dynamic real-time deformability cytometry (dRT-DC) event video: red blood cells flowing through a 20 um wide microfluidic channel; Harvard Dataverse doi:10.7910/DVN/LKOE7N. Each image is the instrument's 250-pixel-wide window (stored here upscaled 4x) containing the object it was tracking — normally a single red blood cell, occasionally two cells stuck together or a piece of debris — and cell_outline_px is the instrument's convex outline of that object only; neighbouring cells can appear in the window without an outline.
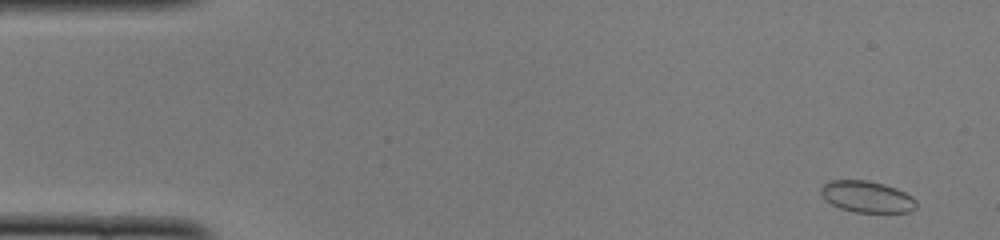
{"species": "common noctule bat (a hibernating species)", "species_latin": "Nyctalus noctula", "temperature_condition": "cold", "stored_images_in_passage": 51, "camera_frame_rate_fps": 3000, "um_per_image_px": 0.085, "animal": {"sex": "female", "body_mass_g": 22.0, "forearm_length_mm": 56.7}, "frame": {"image": 1, "passage_image": 3, "time_ms": 0.667, "image_size_px": [1000, 240], "cell_outline_px": [[916, 208], [908, 212], [856, 212], [840, 208], [824, 200], [820, 196], [820, 188], [828, 180], [864, 180], [884, 184], [896, 188], [912, 196], [916, 200]], "centroid_in_image_um": [73.65, 16.72], "position_along_channel_um": 11.3, "area_um2": 17.57}}
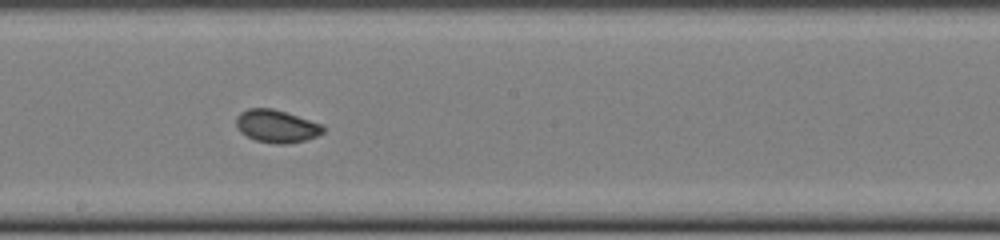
{"frame": {"image": 2, "passage_image": 28, "time_ms": 9.0, "image_size_px": [1000, 240], "cell_outline_px": [[324, 132], [316, 136], [304, 140], [288, 144], [276, 144], [256, 140], [240, 132], [236, 124], [236, 116], [240, 112], [248, 108], [272, 108], [320, 124], [324, 128]], "centroid_in_image_um": [23.46, 10.73], "position_along_channel_um": 224.7, "area_um2": 16.3}}
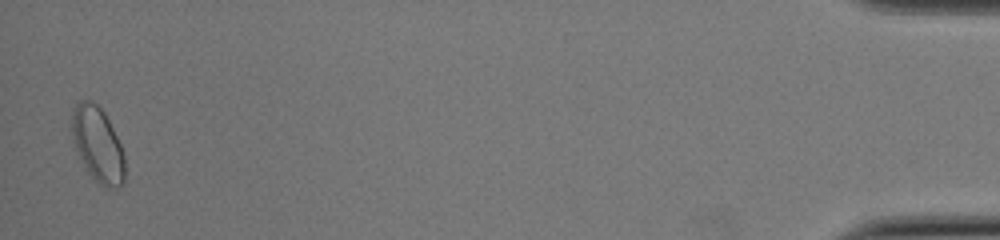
{"frame": {"image": 3, "passage_image": 50, "time_ms": 16.333, "image_size_px": [1000, 240], "cell_outline_px": [[124, 184], [116, 188], [104, 188], [88, 172], [76, 148], [72, 132], [72, 108], [80, 100], [92, 100], [104, 112], [120, 144], [124, 156]], "centroid_in_image_um": [8.31, 12.28], "position_along_channel_um": 426.9, "area_um2": 22.77}, "authors_computed_cell_mechanics": {"area_um2": 16.8198, "velocity_mm_per_s": 3.9789, "shape_relaxation_time_tau1_ms": 4.1753, "shape_relaxation_time_tau2_ms": 1.5525, "deformation_change_tau1": 0.0811, "deformation_change_tau2": 0.0387}}